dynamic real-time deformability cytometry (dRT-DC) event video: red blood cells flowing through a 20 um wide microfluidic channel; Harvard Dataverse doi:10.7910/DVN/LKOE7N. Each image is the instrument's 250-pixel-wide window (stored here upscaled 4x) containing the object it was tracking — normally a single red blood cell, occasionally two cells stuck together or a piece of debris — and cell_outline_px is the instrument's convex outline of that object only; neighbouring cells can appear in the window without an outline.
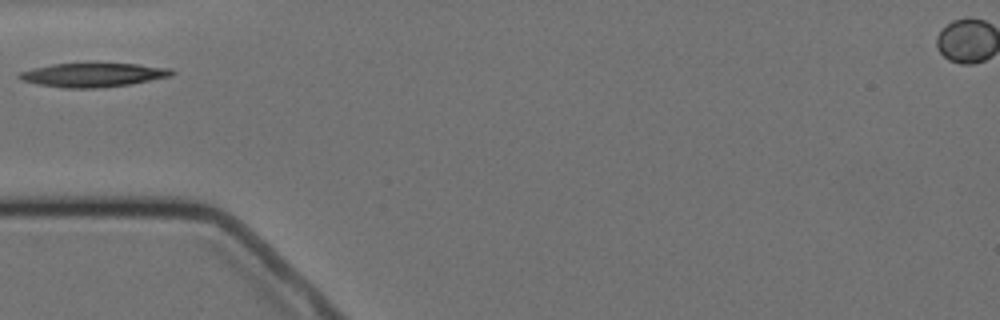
{"species": "Egyptian fruit bat (a non-hibernating species)", "species_latin": "Rousettus aegyptiacus", "temperature_condition": "cold", "stored_images_in_passage": 3, "camera_frame_rate_fps": 3000, "um_per_image_px": 0.085, "animal": {"sex": "female"}, "frame": {"image": 1, "passage_image": 1, "time_ms": 0.0, "image_size_px": [1000, 320], "cell_outline_px": [[176, 72], [172, 76], [132, 84], [100, 88], [64, 88], [36, 84], [20, 80], [16, 76], [20, 72], [32, 68], [52, 64], [136, 64], [172, 68]], "centroid_in_image_um": [7.92, 6.38], "position_along_channel_um": 77.1, "area_um2": 21.39}}
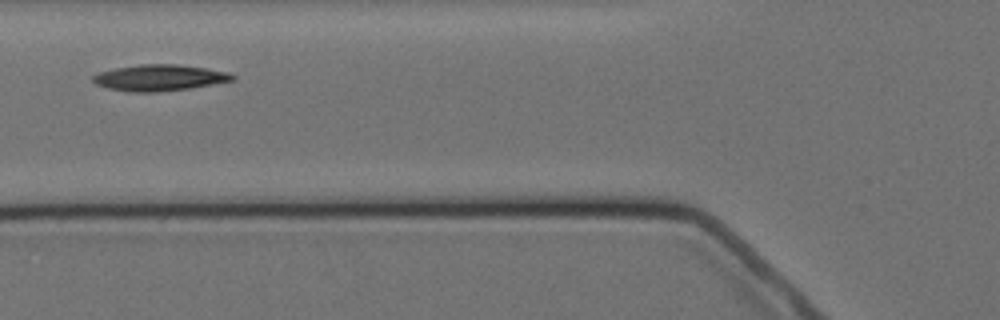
{"frame": {"image": 2, "passage_image": 2, "time_ms": 1.0, "image_size_px": [1000, 320], "cell_outline_px": [[236, 80], [188, 88], [156, 92], [128, 92], [108, 88], [96, 84], [92, 80], [92, 76], [100, 72], [116, 68], [140, 64], [180, 64], [228, 72], [236, 76]], "centroid_in_image_um": [13.55, 6.6], "position_along_channel_um": 112.2, "area_um2": 21.21}}
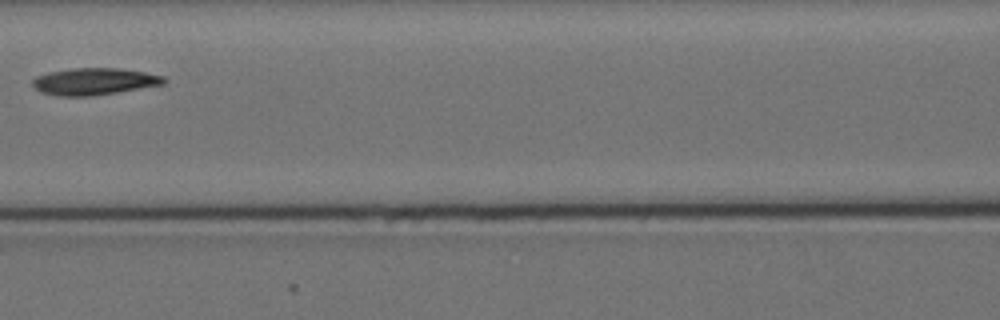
{"frame": {"image": 3, "passage_image": 3, "time_ms": 2.333, "image_size_px": [1000, 320], "cell_outline_px": [[168, 80], [164, 84], [92, 96], [56, 96], [40, 92], [32, 84], [32, 80], [36, 76], [48, 72], [72, 68], [120, 68], [144, 72], [164, 76]], "centroid_in_image_um": [7.99, 6.92], "position_along_channel_um": 158.6, "area_um2": 20.63}}